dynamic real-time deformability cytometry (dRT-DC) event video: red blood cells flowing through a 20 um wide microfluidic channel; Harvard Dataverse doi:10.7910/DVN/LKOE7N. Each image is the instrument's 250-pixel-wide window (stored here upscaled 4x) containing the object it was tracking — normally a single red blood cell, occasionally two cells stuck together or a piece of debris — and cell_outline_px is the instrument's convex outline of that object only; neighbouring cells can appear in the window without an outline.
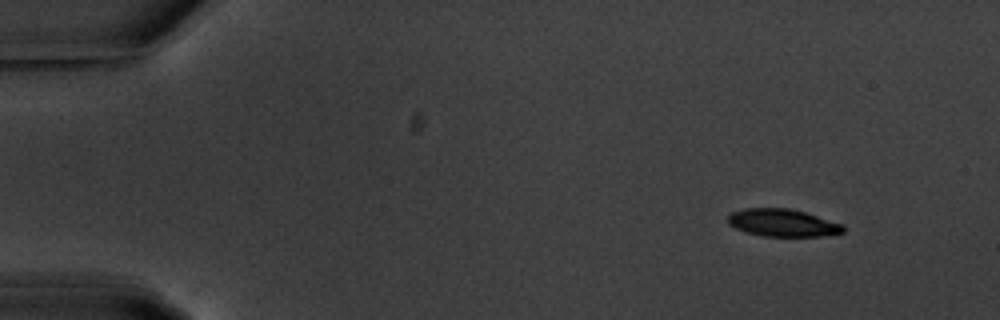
{"species": "common noctule bat (a hibernating species)", "species_latin": "Nyctalus noctula", "temperature_condition": "warm", "stored_images_in_passage": 4, "camera_frame_rate_fps": 3000, "um_per_image_px": 0.085, "animal": {"sex": "male", "body_mass_g": 20.1, "forearm_length_mm": 53.5}, "frame": {"image": 1, "passage_image": 1, "time_ms": 0.0, "image_size_px": [1000, 320], "cell_outline_px": [[844, 232], [820, 236], [764, 236], [744, 232], [728, 224], [728, 216], [732, 212], [744, 208], [788, 208], [804, 212], [844, 224]], "centroid_in_image_um": [66.51, 18.94], "position_along_channel_um": 18.5, "area_um2": 18.44}}
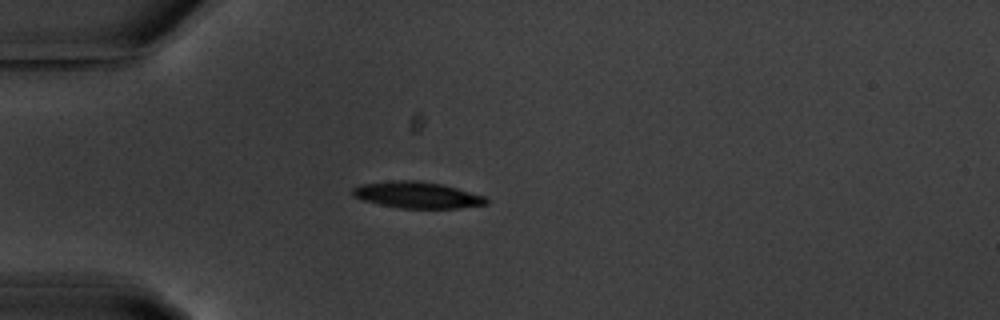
{"frame": {"image": 2, "passage_image": 4, "time_ms": 3.333, "image_size_px": [1000, 320], "cell_outline_px": [[488, 204], [456, 208], [400, 208], [380, 204], [364, 200], [352, 196], [352, 188], [360, 184], [392, 180], [420, 180], [444, 184], [484, 196], [488, 200]], "centroid_in_image_um": [35.44, 16.56], "position_along_channel_um": 49.6, "area_um2": 20.63}}